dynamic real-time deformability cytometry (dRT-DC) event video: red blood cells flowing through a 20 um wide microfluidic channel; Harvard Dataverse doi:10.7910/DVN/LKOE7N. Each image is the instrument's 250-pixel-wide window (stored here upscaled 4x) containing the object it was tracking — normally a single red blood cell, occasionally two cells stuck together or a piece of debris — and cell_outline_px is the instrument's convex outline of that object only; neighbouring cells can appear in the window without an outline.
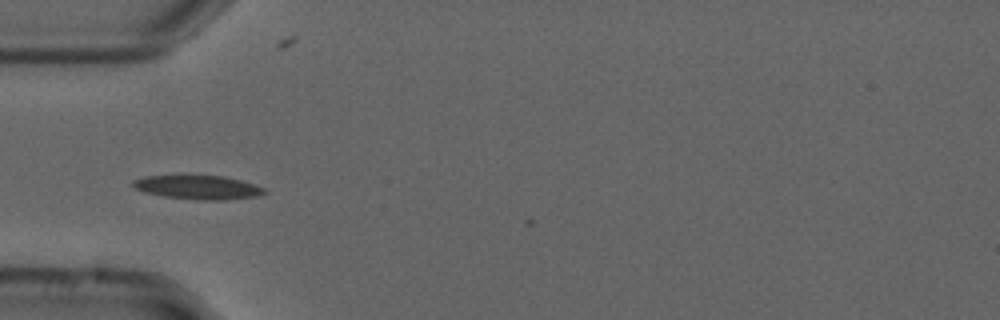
{"species": "common noctule bat (a hibernating species)", "species_latin": "Nyctalus noctula", "temperature_condition": "cold", "stored_images_in_passage": 3, "camera_frame_rate_fps": 3000, "um_per_image_px": 0.085, "animal": {"sex": "male", "forearm_length_mm": 52.5}, "frame": {"image": 1, "passage_image": 1, "time_ms": 0.0, "image_size_px": [1000, 320], "cell_outline_px": [[268, 192], [256, 196], [224, 200], [196, 200], [164, 196], [144, 192], [132, 188], [132, 180], [144, 176], [224, 176], [240, 180], [264, 188]], "centroid_in_image_um": [16.79, 15.93], "position_along_channel_um": 68.2, "area_um2": 18.21}}